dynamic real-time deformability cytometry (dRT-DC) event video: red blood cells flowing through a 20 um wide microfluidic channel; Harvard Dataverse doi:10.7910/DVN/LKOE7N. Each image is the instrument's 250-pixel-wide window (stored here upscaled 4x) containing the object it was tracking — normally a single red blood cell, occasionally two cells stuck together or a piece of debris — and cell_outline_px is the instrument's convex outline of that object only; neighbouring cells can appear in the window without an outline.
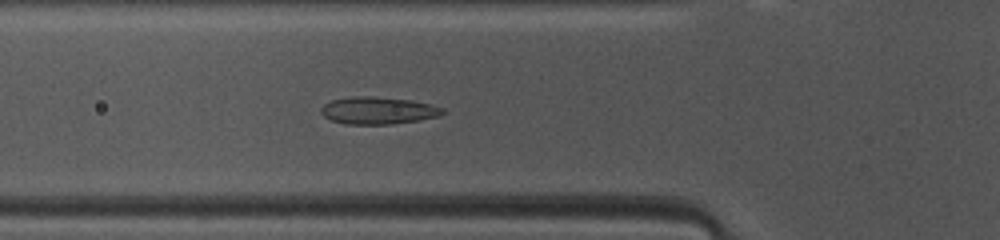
{"species": "common noctule bat (a hibernating species)", "species_latin": "Nyctalus noctula", "temperature_condition": "warm", "stored_images_in_passage": 40, "camera_frame_rate_fps": 3000, "um_per_image_px": 0.085, "animal": {"sex": "female", "body_mass_g": 10.0, "forearm_length_mm": 53.1}, "frame": {"image": 1, "passage_image": 8, "time_ms": 2.333, "image_size_px": [1000, 240], "cell_outline_px": [[444, 112], [440, 116], [420, 120], [392, 124], [344, 124], [332, 120], [324, 116], [320, 112], [320, 108], [324, 104], [332, 100], [356, 96], [372, 96], [412, 100], [432, 104], [444, 108]], "centroid_in_image_um": [32.16, 9.39], "position_along_channel_um": 93.6, "area_um2": 19.42}}
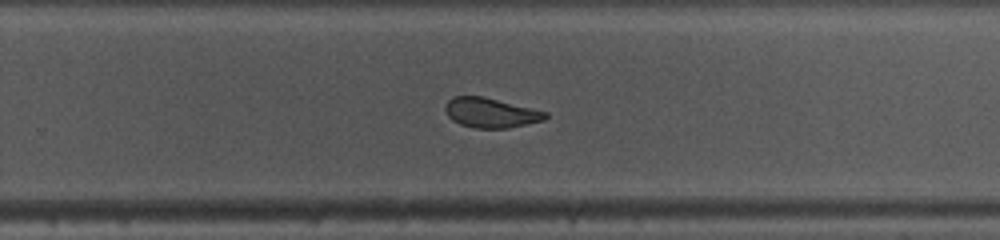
{"frame": {"image": 2, "passage_image": 22, "time_ms": 7.0, "image_size_px": [1000, 240], "cell_outline_px": [[548, 116], [544, 120], [508, 128], [476, 128], [460, 124], [452, 120], [448, 116], [444, 108], [448, 100], [452, 96], [480, 96], [532, 108], [548, 112]], "centroid_in_image_um": [41.7, 9.59], "position_along_channel_um": 288.1, "area_um2": 17.22}}
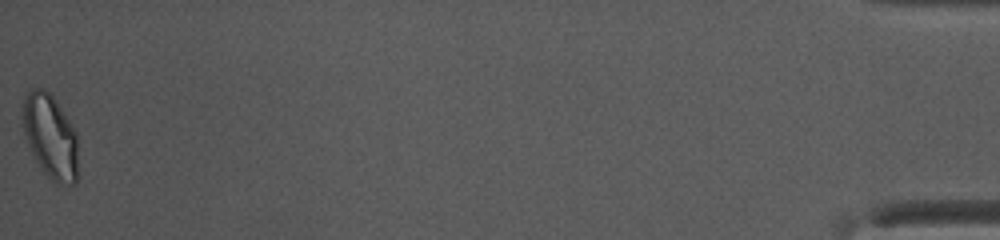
{"frame": {"image": 3, "passage_image": 40, "time_ms": 13.0, "image_size_px": [1000, 240], "cell_outline_px": [[76, 184], [56, 184], [44, 172], [36, 160], [32, 152], [24, 132], [20, 116], [24, 96], [32, 88], [44, 88], [56, 100], [76, 132]], "centroid_in_image_um": [4.24, 11.56], "position_along_channel_um": 431.0, "area_um2": 26.99}, "authors_computed_cell_mechanics": {"area_um2": 19.2474, "velocity_mm_per_s": 4.1586, "shape_relaxation_time_tau1_ms": 5.0729, "shape_relaxation_time_tau2_ms": 0.5963, "deformation_change_tau1": 0.1233, "deformation_change_tau2": 0.0527}}